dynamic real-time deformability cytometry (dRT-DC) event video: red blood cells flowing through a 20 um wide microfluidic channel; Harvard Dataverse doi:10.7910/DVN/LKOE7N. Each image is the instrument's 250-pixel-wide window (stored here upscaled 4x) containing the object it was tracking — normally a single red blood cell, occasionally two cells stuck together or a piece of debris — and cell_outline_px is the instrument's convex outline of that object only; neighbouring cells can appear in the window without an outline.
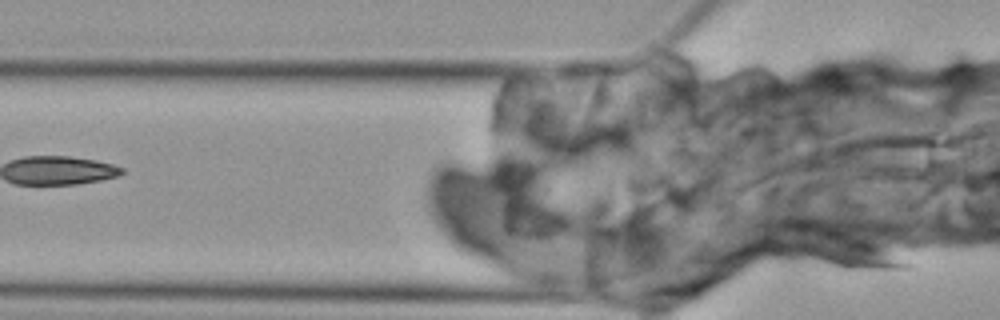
{"species": "Egyptian fruit bat (a non-hibernating species)", "species_latin": "Rousettus aegyptiacus", "temperature_condition": "cold", "stored_images_in_passage": 5, "segment_of_instrument_passage": [2, 2], "camera_frame_rate_fps": 3000, "um_per_image_px": 0.085, "animal": {"sex": "female"}, "frame": {"image": 1, "passage_image": 5, "time_ms": 5.667, "image_size_px": [1000, 320], "cell_outline_px": [[916, 264], [912, 268], [836, 268], [820, 260], [808, 252], [764, 220], [780, 216], [812, 216], [824, 220]], "centroid_in_image_um": [71.07, 20.75], "position_along_channel_um": 54.7, "area_um2": 27.69}}